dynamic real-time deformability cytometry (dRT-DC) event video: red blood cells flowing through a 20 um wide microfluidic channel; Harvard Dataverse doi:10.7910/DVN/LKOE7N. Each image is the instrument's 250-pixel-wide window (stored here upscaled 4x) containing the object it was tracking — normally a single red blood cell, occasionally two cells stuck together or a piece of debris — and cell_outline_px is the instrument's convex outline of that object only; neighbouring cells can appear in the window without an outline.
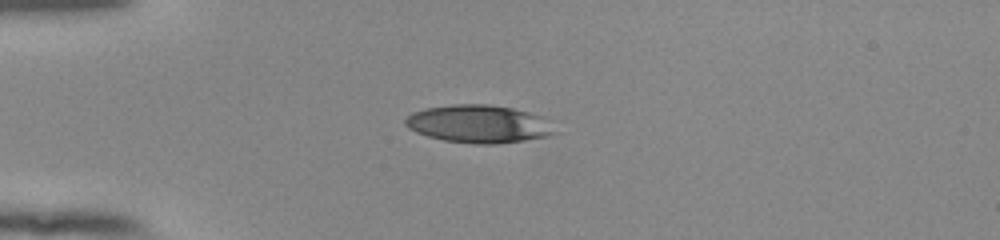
{"species": "human", "species_latin": "Homo sapiens", "temperature_condition": "room temperature", "stored_images_in_passage": 40, "camera_frame_rate_fps": 3000, "um_per_image_px": 0.085, "donor": {"sex": "female"}, "frame": {"image": 1, "passage_image": 1, "time_ms": 0.0, "image_size_px": [1000, 240], "cell_outline_px": [[560, 132], [548, 136], [524, 140], [496, 144], [476, 144], [444, 140], [428, 136], [416, 132], [408, 128], [404, 124], [404, 120], [412, 112], [424, 108], [452, 104], [488, 104], [512, 108], [528, 112], [540, 116]], "centroid_in_image_um": [40.67, 10.53], "position_along_channel_um": 44.3, "area_um2": 33.0}}
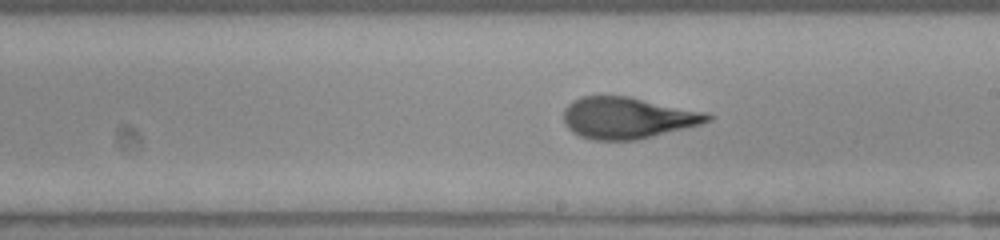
{"frame": {"image": 2, "passage_image": 18, "time_ms": 5.667, "image_size_px": [1000, 240], "cell_outline_px": [[712, 120], [700, 124], [636, 140], [592, 140], [580, 136], [572, 132], [564, 124], [564, 108], [572, 100], [580, 96], [628, 96], [708, 112], [712, 116]], "centroid_in_image_um": [53.32, 10.01], "position_along_channel_um": 235.7, "area_um2": 34.85}}
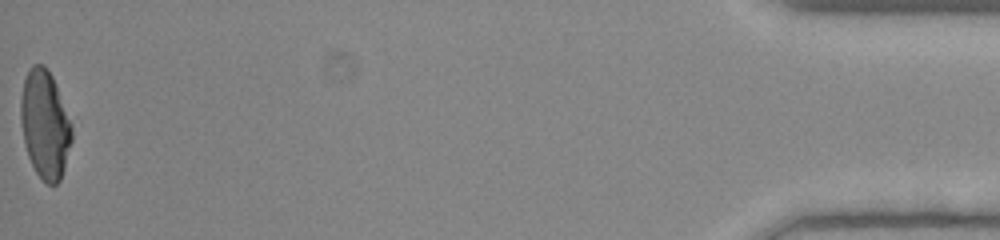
{"frame": {"image": 3, "passage_image": 40, "time_ms": 13.0, "image_size_px": [1000, 240], "cell_outline_px": [[72, 140], [64, 168], [60, 180], [56, 184], [48, 184], [36, 172], [28, 156], [24, 144], [20, 120], [20, 100], [24, 80], [28, 68], [32, 64], [44, 64], [52, 76], [72, 124]], "centroid_in_image_um": [3.81, 10.55], "position_along_channel_um": 431.4, "area_um2": 32.19}, "authors_computed_cell_mechanics": {"area_um2": 34.7378, "velocity_mm_per_s": 3.8996, "shape_relaxation_time_tau1_ms": 6.8647, "shape_relaxation_time_tau2_ms": 1.0282, "deformation_change_tau1": 0.2637, "deformation_change_tau2": 0.0932}}